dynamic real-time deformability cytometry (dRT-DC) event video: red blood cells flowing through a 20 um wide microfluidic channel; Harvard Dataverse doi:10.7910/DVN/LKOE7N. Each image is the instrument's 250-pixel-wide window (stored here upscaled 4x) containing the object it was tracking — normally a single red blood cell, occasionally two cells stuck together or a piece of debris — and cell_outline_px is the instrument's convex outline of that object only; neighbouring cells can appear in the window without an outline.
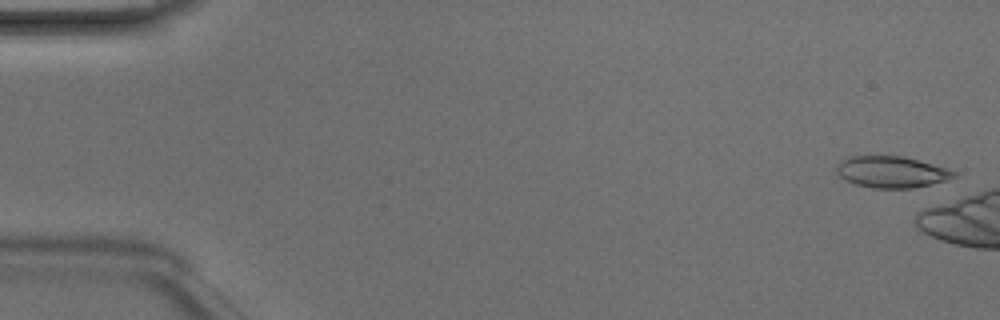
{"species": "Egyptian fruit bat (a non-hibernating species)", "species_latin": "Rousettus aegyptiacus", "temperature_condition": "room temperature", "stored_images_in_passage": 10, "camera_frame_rate_fps": 3000, "um_per_image_px": 0.085, "animal": {"sex": "male"}, "frame": {"image": 1, "passage_image": 2, "time_ms": 0.333, "image_size_px": [1000, 320], "cell_outline_px": [[956, 176], [948, 180], [912, 188], [872, 188], [856, 184], [844, 180], [836, 172], [836, 164], [840, 160], [848, 156], [904, 156], [948, 168], [956, 172]], "centroid_in_image_um": [75.76, 14.61], "position_along_channel_um": 9.2, "area_um2": 21.68}}